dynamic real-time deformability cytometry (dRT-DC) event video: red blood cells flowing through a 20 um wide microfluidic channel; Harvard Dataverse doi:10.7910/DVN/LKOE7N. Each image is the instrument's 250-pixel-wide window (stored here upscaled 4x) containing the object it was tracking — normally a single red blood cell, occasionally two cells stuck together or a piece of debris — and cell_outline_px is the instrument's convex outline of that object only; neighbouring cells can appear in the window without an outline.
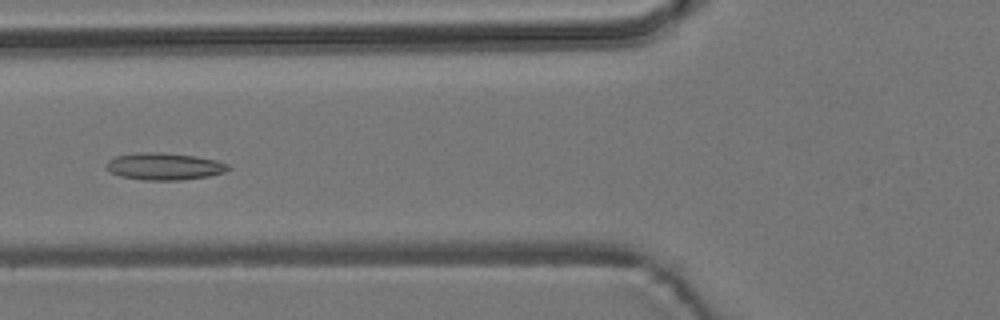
{"species": "common noctule bat (a hibernating species)", "species_latin": "Nyctalus noctula", "temperature_condition": "room temperature", "stored_images_in_passage": 8, "camera_frame_rate_fps": 3000, "um_per_image_px": 0.085, "animal": {"sex": "male", "body_mass_g": 19.2, "forearm_length_mm": 51.8}, "frame": {"image": 1, "passage_image": 5, "time_ms": 6.0, "image_size_px": [1000, 320], "cell_outline_px": [[232, 168], [224, 172], [208, 176], [180, 180], [144, 180], [120, 176], [112, 172], [108, 168], [108, 160], [116, 156], [136, 152], [160, 152], [196, 156], [216, 160], [228, 164]], "centroid_in_image_um": [14.0, 14.13], "position_along_channel_um": 111.8, "area_um2": 19.13}}
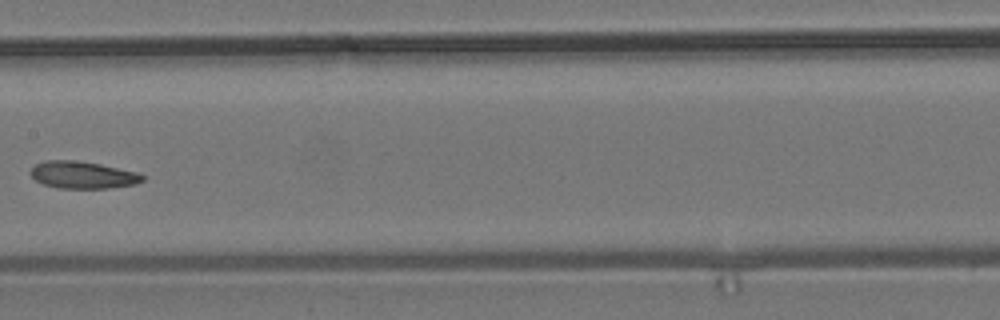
{"frame": {"image": 2, "passage_image": 7, "time_ms": 8.333, "image_size_px": [1000, 320], "cell_outline_px": [[144, 180], [136, 184], [108, 188], [56, 188], [44, 184], [36, 180], [28, 172], [36, 164], [44, 160], [72, 160], [100, 164], [136, 172], [144, 176]], "centroid_in_image_um": [7.01, 14.87], "position_along_channel_um": 200.4, "area_um2": 17.63}}
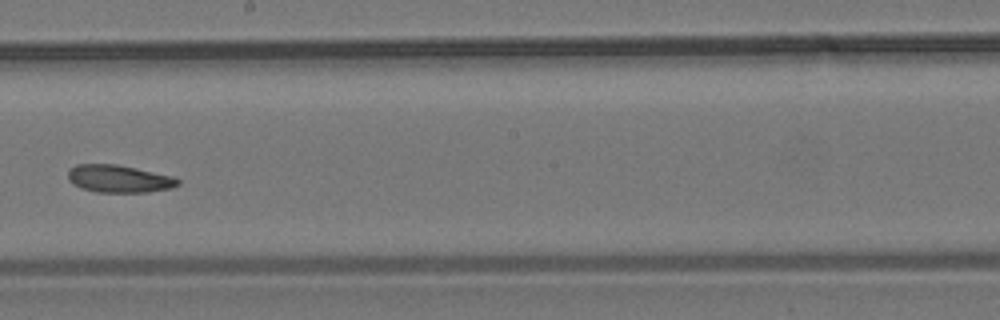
{"frame": {"image": 3, "passage_image": 8, "time_ms": 9.333, "image_size_px": [1000, 320], "cell_outline_px": [[180, 184], [172, 188], [148, 192], [96, 192], [80, 188], [72, 184], [68, 180], [68, 168], [76, 164], [116, 164], [136, 168], [172, 176], [180, 180]], "centroid_in_image_um": [10.08, 15.19], "position_along_channel_um": 238.1, "area_um2": 17.8}}